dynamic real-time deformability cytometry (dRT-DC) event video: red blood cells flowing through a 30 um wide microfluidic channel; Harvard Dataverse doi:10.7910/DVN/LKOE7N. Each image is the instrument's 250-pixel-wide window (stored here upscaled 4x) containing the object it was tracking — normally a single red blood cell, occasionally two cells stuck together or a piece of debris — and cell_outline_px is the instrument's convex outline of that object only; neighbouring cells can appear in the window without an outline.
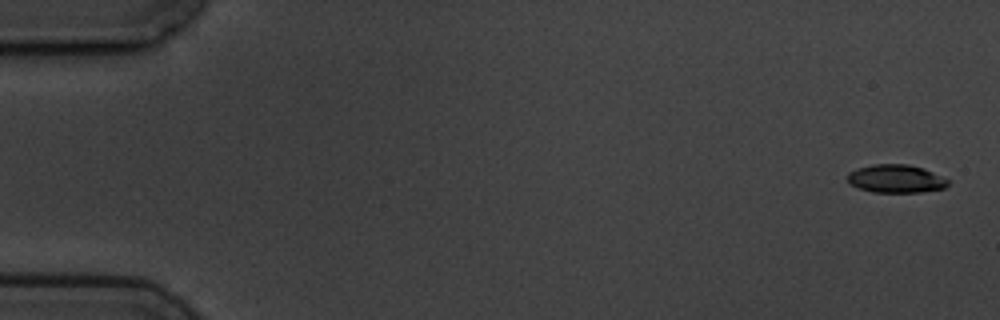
{"species": "common noctule bat (a hibernating species)", "species_latin": "Nyctalus noctula", "temperature_condition": "cold", "stored_images_in_passage": 5, "camera_frame_rate_fps": 3000, "um_per_image_px": 0.085, "animal": {"sex": "male", "body_mass_g": 19.5, "forearm_length_mm": 54.6}, "frame": {"image": 1, "passage_image": 1, "time_ms": 0.0, "image_size_px": [1000, 320], "cell_outline_px": [[948, 184], [944, 188], [920, 192], [872, 192], [860, 188], [852, 184], [848, 180], [848, 172], [856, 168], [872, 164], [908, 164], [932, 172], [948, 180]], "centroid_in_image_um": [76.12, 15.19], "position_along_channel_um": 8.9, "area_um2": 16.24}}
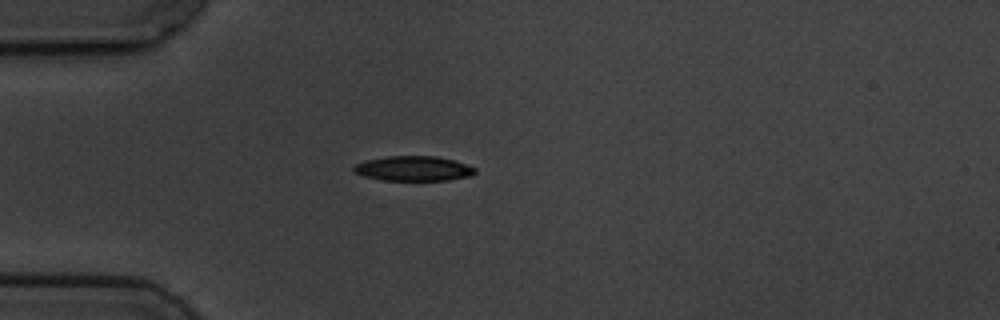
{"frame": {"image": 2, "passage_image": 5, "time_ms": 4.667, "image_size_px": [1000, 320], "cell_outline_px": [[476, 172], [472, 176], [448, 180], [384, 180], [364, 176], [352, 172], [352, 168], [356, 164], [364, 160], [384, 156], [436, 156], [456, 160], [476, 168]], "centroid_in_image_um": [35.15, 14.31], "position_along_channel_um": 49.9, "area_um2": 17.8}}